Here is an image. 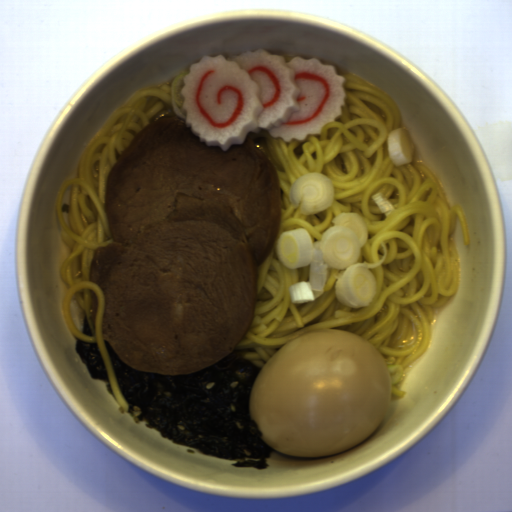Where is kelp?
Masks as SVG:
<instances>
[{
    "label": "kelp",
    "mask_w": 512,
    "mask_h": 512,
    "mask_svg": "<svg viewBox=\"0 0 512 512\" xmlns=\"http://www.w3.org/2000/svg\"><path fill=\"white\" fill-rule=\"evenodd\" d=\"M81 332L84 333L85 335L89 336V337H93L92 330H91V327L89 325V322H88V319H87L86 315H85V317L83 319V322H82Z\"/></svg>",
    "instance_id": "kelp-3"
},
{
    "label": "kelp",
    "mask_w": 512,
    "mask_h": 512,
    "mask_svg": "<svg viewBox=\"0 0 512 512\" xmlns=\"http://www.w3.org/2000/svg\"><path fill=\"white\" fill-rule=\"evenodd\" d=\"M127 414L176 445L233 460V467H269L274 449L250 414L262 370L238 349L195 373L165 375L133 369L104 338Z\"/></svg>",
    "instance_id": "kelp-1"
},
{
    "label": "kelp",
    "mask_w": 512,
    "mask_h": 512,
    "mask_svg": "<svg viewBox=\"0 0 512 512\" xmlns=\"http://www.w3.org/2000/svg\"><path fill=\"white\" fill-rule=\"evenodd\" d=\"M74 352L78 355L92 380L105 381L109 384L108 369L100 352L97 342H86L76 338Z\"/></svg>",
    "instance_id": "kelp-2"
}]
</instances>
